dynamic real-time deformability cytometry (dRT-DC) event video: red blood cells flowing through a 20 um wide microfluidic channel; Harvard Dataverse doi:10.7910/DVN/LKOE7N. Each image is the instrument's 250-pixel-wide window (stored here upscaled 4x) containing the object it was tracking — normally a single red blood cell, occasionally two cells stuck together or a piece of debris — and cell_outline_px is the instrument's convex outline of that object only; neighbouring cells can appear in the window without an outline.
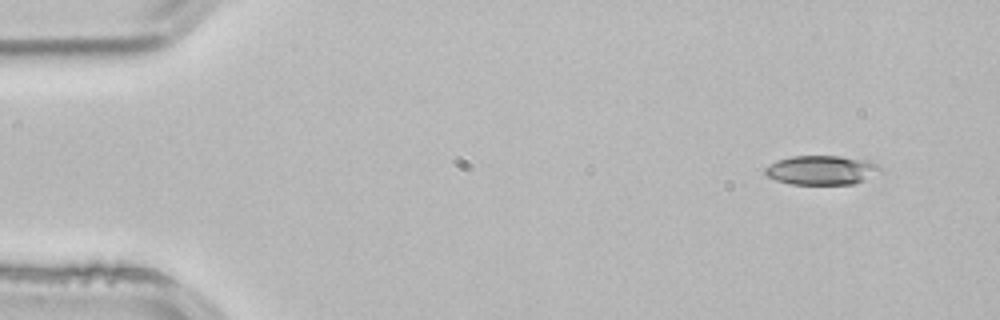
{"species": "common noctule bat (a hibernating species)", "species_latin": "Nyctalus noctula", "temperature_condition": "room temperature", "stored_images_in_passage": 3, "camera_frame_rate_fps": 3000, "um_per_image_px": 0.085, "animal": {"sex": "male", "body_mass_g": 21.5, "forearm_length_mm": 52.0}, "frame": {"image": 1, "passage_image": 1, "time_ms": 0.0, "image_size_px": [1000, 320], "cell_outline_px": [[884, 172], [864, 180], [852, 184], [792, 184], [776, 180], [768, 176], [764, 172], [764, 168], [776, 160], [792, 156], [840, 156], [872, 160]], "centroid_in_image_um": [69.88, 14.45], "position_along_channel_um": 15.1, "area_um2": 19.83}}
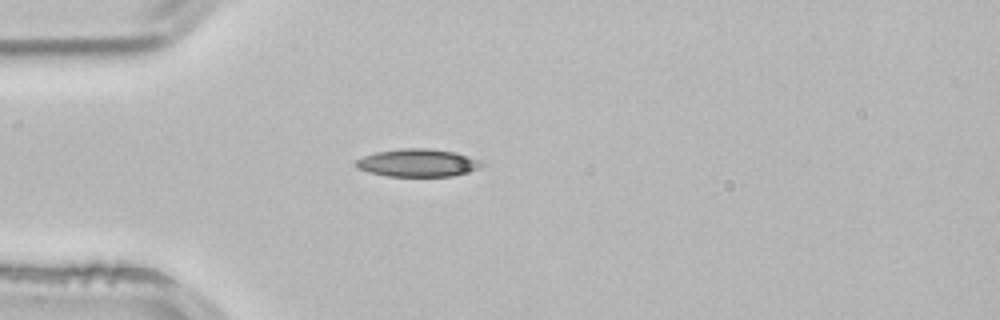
{"frame": {"image": 2, "passage_image": 3, "time_ms": 0.667, "image_size_px": [1000, 320], "cell_outline_px": [[484, 164], [480, 168], [468, 172], [452, 176], [388, 176], [368, 172], [356, 168], [356, 160], [364, 156], [376, 152], [400, 148], [428, 148], [456, 152], [468, 156]], "centroid_in_image_um": [35.49, 13.84], "position_along_channel_um": 49.5, "area_um2": 20.29}}